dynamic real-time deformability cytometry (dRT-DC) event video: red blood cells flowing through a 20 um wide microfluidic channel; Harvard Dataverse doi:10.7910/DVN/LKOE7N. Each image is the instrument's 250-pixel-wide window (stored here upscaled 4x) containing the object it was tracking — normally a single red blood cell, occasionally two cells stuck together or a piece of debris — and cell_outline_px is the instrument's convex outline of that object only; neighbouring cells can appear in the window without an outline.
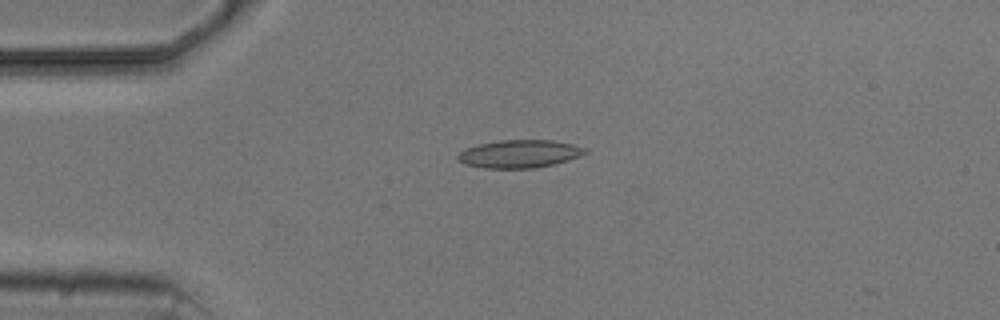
{"species": "common noctule bat (a hibernating species)", "species_latin": "Nyctalus noctula", "temperature_condition": "cold", "stored_images_in_passage": 5, "camera_frame_rate_fps": 3000, "um_per_image_px": 0.085, "animal": {"sex": "male", "body_mass_g": 20.5, "forearm_length_mm": 52.5}, "frame": {"image": 1, "passage_image": 4, "time_ms": 3.667, "image_size_px": [1000, 320], "cell_outline_px": [[588, 152], [580, 156], [568, 160], [536, 168], [484, 168], [464, 164], [456, 160], [456, 156], [460, 152], [468, 148], [480, 144], [500, 140], [552, 140], [572, 144], [588, 148]], "centroid_in_image_um": [44.16, 13.08], "position_along_channel_um": 40.8, "area_um2": 20.69}}